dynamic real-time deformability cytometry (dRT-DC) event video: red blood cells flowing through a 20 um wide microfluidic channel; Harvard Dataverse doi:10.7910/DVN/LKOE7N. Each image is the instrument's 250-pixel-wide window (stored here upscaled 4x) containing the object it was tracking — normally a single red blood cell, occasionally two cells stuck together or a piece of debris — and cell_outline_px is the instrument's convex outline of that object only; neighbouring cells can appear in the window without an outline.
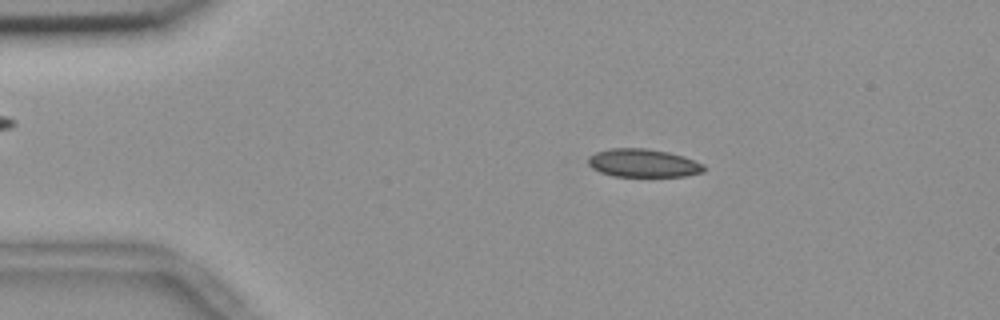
{"species": "common noctule bat (a hibernating species)", "species_latin": "Nyctalus noctula", "temperature_condition": "room temperature", "stored_images_in_passage": 52, "camera_frame_rate_fps": 3000, "um_per_image_px": 0.085, "animal": {"sex": "female", "body_mass_g": 18.4}, "frame": {"image": 1, "passage_image": 7, "time_ms": 2.0, "image_size_px": [1000, 320], "cell_outline_px": [[704, 172], [684, 176], [612, 176], [600, 172], [592, 168], [588, 164], [588, 156], [596, 152], [608, 148], [644, 148], [668, 152], [684, 156], [704, 164]], "centroid_in_image_um": [54.65, 13.86], "position_along_channel_um": 30.4, "area_um2": 19.07}}
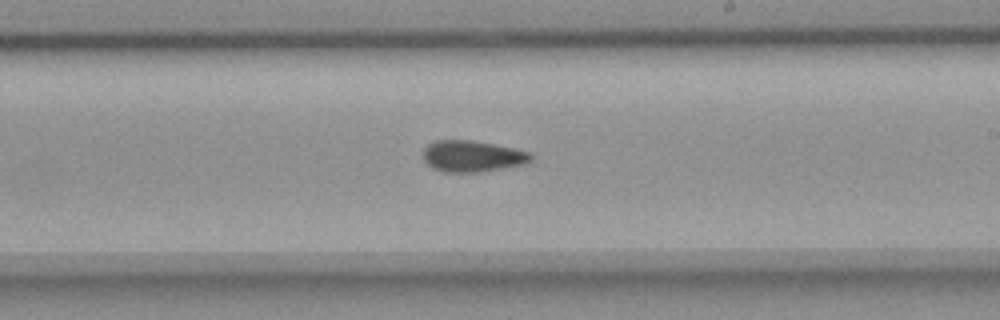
{"frame": {"image": 2, "passage_image": 29, "time_ms": 9.333, "image_size_px": [1000, 320], "cell_outline_px": [[532, 160], [524, 164], [480, 172], [444, 172], [432, 168], [424, 160], [424, 148], [428, 144], [436, 140], [472, 140], [532, 152]], "centroid_in_image_um": [40.14, 13.28], "position_along_channel_um": 248.9, "area_um2": 19.59}}
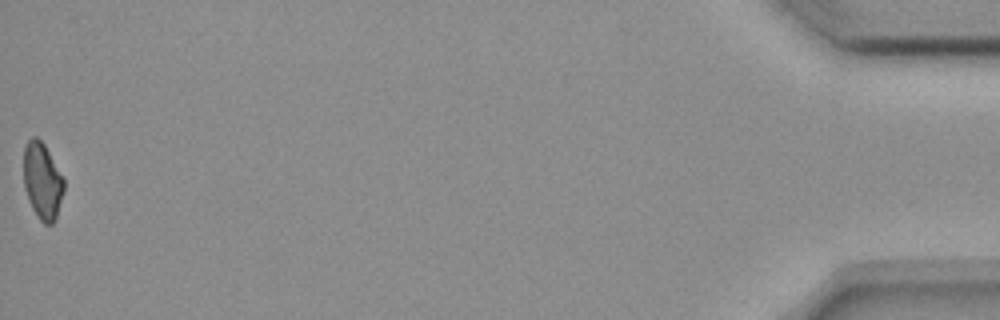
{"frame": {"image": 3, "passage_image": 52, "time_ms": 17.0, "image_size_px": [1000, 320], "cell_outline_px": [[64, 192], [56, 220], [52, 224], [44, 224], [40, 220], [32, 208], [24, 184], [24, 148], [28, 140], [32, 136], [36, 136], [44, 144], [64, 180]], "centroid_in_image_um": [3.61, 15.4], "position_along_channel_um": 431.6, "area_um2": 17.8}, "authors_computed_cell_mechanics": {"area_um2": 19.1318, "velocity_mm_per_s": 3.6763, "shape_relaxation_time_tau1_ms": null, "shape_relaxation_time_tau2_ms": 4.645, "deformation_change_tau1": null, "deformation_change_tau2": 0.0889}}